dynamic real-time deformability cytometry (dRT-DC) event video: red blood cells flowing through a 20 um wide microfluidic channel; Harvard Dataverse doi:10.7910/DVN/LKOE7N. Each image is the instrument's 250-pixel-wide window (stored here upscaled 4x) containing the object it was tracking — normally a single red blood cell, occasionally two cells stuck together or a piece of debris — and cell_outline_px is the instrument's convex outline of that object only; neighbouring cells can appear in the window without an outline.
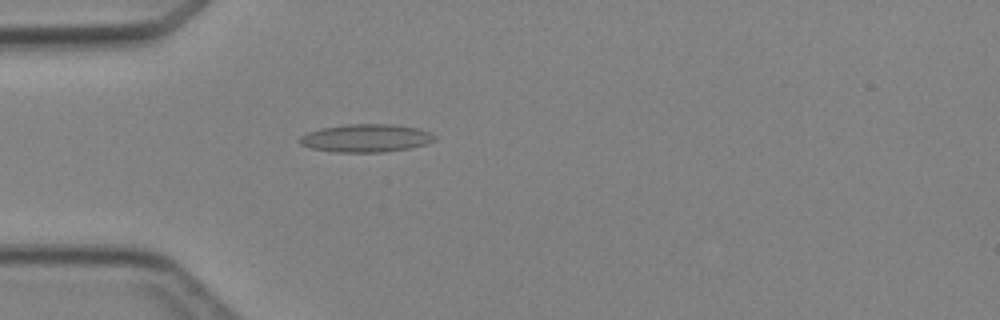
{"species": "Egyptian fruit bat (a non-hibernating species)", "species_latin": "Rousettus aegyptiacus", "temperature_condition": "cold", "stored_images_in_passage": 2, "camera_frame_rate_fps": 3000, "um_per_image_px": 0.085, "animal": {"sex": "female"}, "frame": {"image": 1, "passage_image": 2, "time_ms": 1.333, "image_size_px": [1000, 320], "cell_outline_px": [[436, 140], [424, 144], [408, 148], [384, 152], [336, 152], [308, 148], [300, 144], [296, 140], [300, 136], [308, 132], [320, 128], [348, 124], [388, 124], [416, 128], [428, 132], [436, 136]], "centroid_in_image_um": [31.03, 11.74], "position_along_channel_um": 54.0, "area_um2": 21.96}}